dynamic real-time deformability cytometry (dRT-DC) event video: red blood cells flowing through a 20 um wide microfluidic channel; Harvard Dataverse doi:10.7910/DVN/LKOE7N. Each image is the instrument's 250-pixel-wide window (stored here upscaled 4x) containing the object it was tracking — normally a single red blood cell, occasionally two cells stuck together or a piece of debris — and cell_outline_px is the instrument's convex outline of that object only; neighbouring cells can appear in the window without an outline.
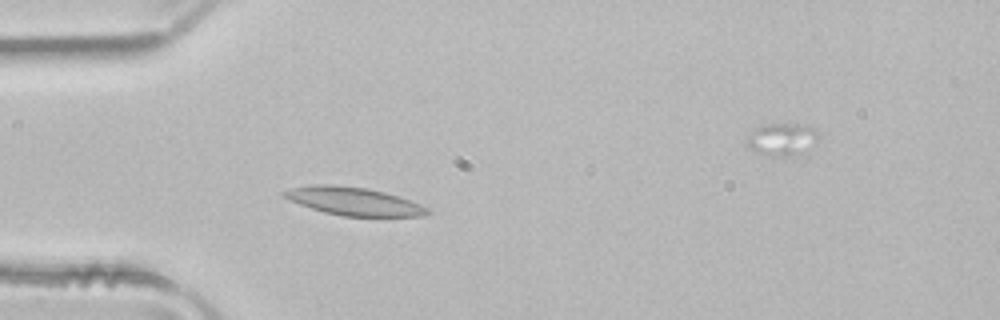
{"species": "common noctule bat (a hibernating species)", "species_latin": "Nyctalus noctula", "temperature_condition": "room temperature", "stored_images_in_passage": 38, "segment_of_instrument_passage": [1, 2], "camera_frame_rate_fps": 3000, "um_per_image_px": 0.085, "animal": {"sex": "male", "body_mass_g": 21.5, "forearm_length_mm": 52.0}, "frame": {"image": 1, "passage_image": 1, "time_ms": 0.0, "image_size_px": [1000, 320], "cell_outline_px": [[432, 212], [424, 216], [340, 216], [324, 212], [300, 204], [280, 196], [280, 192], [288, 188], [316, 184], [332, 184], [364, 188], [384, 192], [420, 204], [428, 208]], "centroid_in_image_um": [30.01, 17.1], "position_along_channel_um": 55.0, "area_um2": 23.35}}
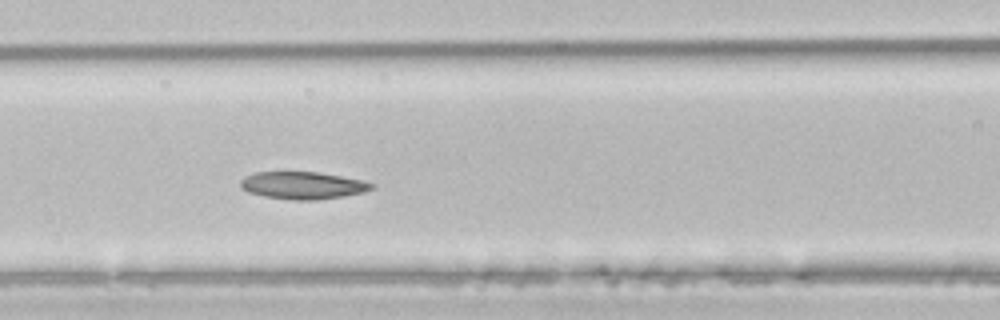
{"frame": {"image": 2, "passage_image": 8, "time_ms": 2.333, "image_size_px": [1000, 320], "cell_outline_px": [[376, 184], [372, 188], [364, 192], [344, 196], [316, 200], [292, 200], [264, 196], [248, 192], [240, 188], [240, 180], [244, 176], [256, 172], [320, 172], [360, 180]], "centroid_in_image_um": [25.7, 15.76], "position_along_channel_um": 140.9, "area_um2": 20.92}}
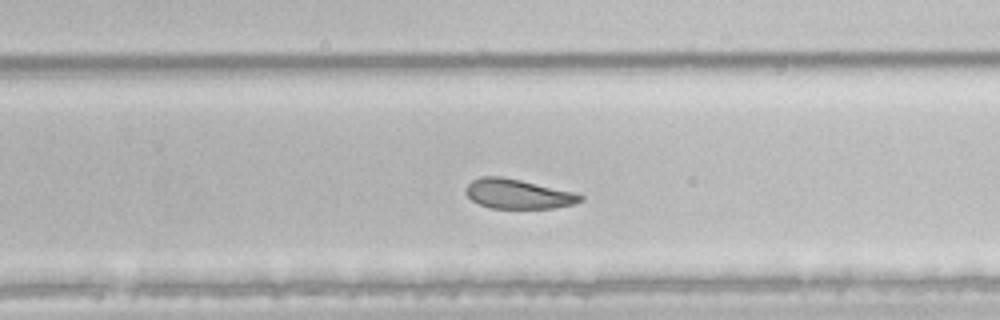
{"frame": {"image": 3, "passage_image": 19, "time_ms": 6.0, "image_size_px": [1000, 320], "cell_outline_px": [[584, 200], [576, 204], [552, 208], [488, 208], [472, 200], [464, 192], [464, 188], [472, 180], [480, 176], [500, 176], [580, 192], [584, 196]], "centroid_in_image_um": [44.08, 16.48], "position_along_channel_um": 285.7, "area_um2": 20.17}}